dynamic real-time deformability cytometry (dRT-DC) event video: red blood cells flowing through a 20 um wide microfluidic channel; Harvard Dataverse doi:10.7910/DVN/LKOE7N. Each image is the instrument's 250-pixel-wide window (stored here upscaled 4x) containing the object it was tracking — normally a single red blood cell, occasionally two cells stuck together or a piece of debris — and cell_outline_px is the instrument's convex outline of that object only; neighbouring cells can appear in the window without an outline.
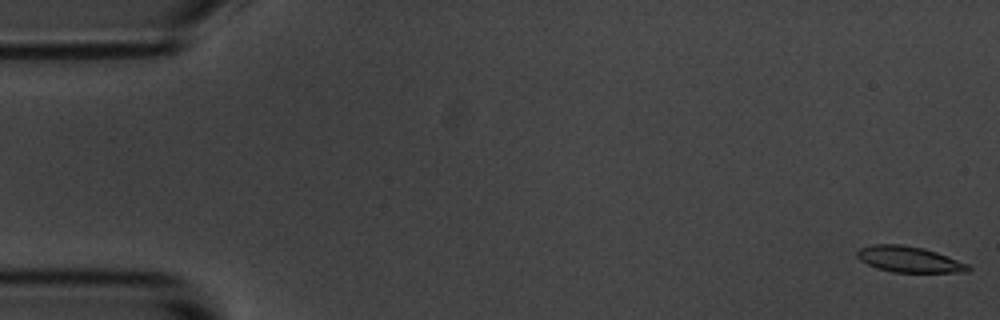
{"species": "common noctule bat (a hibernating species)", "species_latin": "Nyctalus noctula", "temperature_condition": "room temperature", "stored_images_in_passage": 56, "camera_frame_rate_fps": 3000, "um_per_image_px": 0.085, "animal": {"sex": "male", "body_mass_g": 20.1, "forearm_length_mm": 53.5}, "frame": {"image": 1, "passage_image": 1, "time_ms": 0.0, "image_size_px": [1000, 320], "cell_outline_px": [[972, 268], [968, 272], [892, 272], [876, 268], [860, 260], [856, 256], [856, 252], [860, 248], [872, 244], [900, 244], [924, 248], [936, 252], [968, 264]], "centroid_in_image_um": [77.25, 22.04], "position_along_channel_um": 7.7, "area_um2": 16.76}}
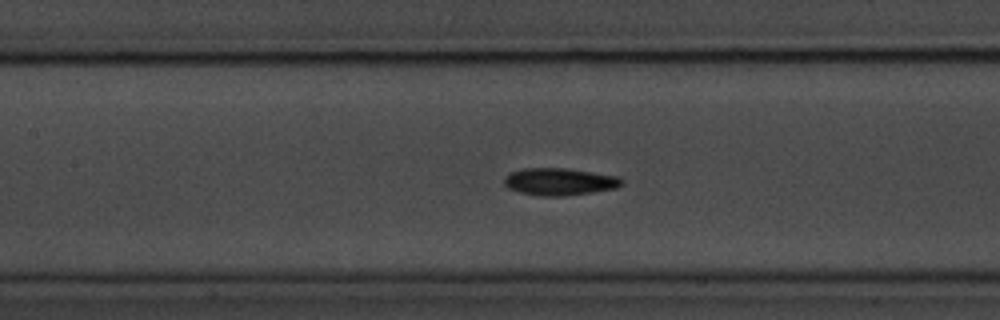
{"frame": {"image": 2, "passage_image": 25, "time_ms": 8.0, "image_size_px": [1000, 320], "cell_outline_px": [[624, 184], [616, 188], [592, 192], [564, 196], [540, 196], [520, 192], [508, 188], [504, 184], [504, 176], [508, 172], [524, 168], [564, 168], [592, 172], [616, 176], [624, 180]], "centroid_in_image_um": [47.53, 15.44], "position_along_channel_um": 159.9, "area_um2": 18.73}}
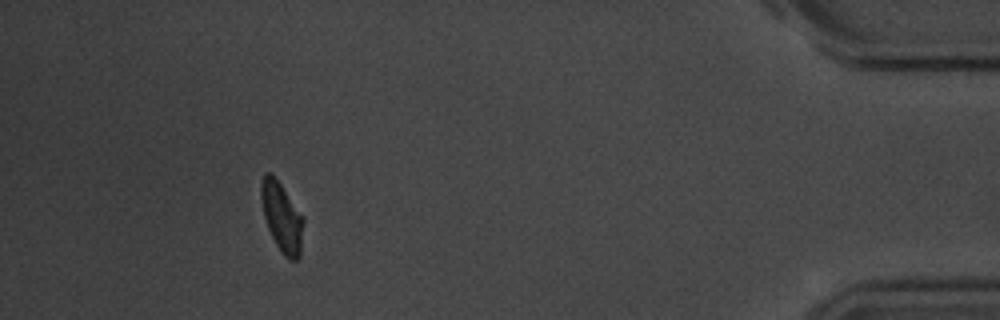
{"frame": {"image": 3, "passage_image": 51, "time_ms": 16.667, "image_size_px": [1000, 320], "cell_outline_px": [[304, 220], [300, 256], [296, 260], [288, 260], [280, 252], [268, 228], [264, 216], [260, 200], [260, 184], [264, 172], [272, 172]], "centroid_in_image_um": [23.92, 18.46], "position_along_channel_um": 411.3, "area_um2": 16.99}, "authors_computed_cell_mechanics": {"area_um2": 17.5712, "velocity_mm_per_s": 3.5977, "shape_relaxation_time_tau1_ms": 3.1776, "shape_relaxation_time_tau2_ms": 3.4404, "deformation_change_tau1": 0.1157, "deformation_change_tau2": 0.09}}